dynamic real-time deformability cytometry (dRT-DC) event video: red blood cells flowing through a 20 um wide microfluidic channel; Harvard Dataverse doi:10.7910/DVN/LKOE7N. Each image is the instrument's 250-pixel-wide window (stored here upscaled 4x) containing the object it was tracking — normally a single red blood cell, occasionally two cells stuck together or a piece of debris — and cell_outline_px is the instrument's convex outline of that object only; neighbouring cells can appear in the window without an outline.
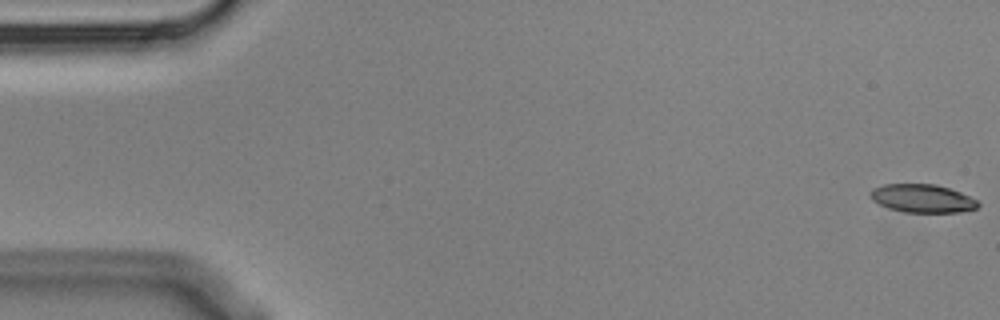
{"species": "Egyptian fruit bat (a non-hibernating species)", "species_latin": "Rousettus aegyptiacus", "temperature_condition": "cold", "stored_images_in_passage": 5, "camera_frame_rate_fps": 3000, "um_per_image_px": 0.085, "animal": {"sex": "male"}, "frame": {"image": 1, "passage_image": 1, "time_ms": 0.0, "image_size_px": [1000, 320], "cell_outline_px": [[980, 204], [976, 208], [960, 212], [904, 212], [888, 208], [872, 200], [868, 196], [868, 192], [872, 188], [884, 184], [936, 184], [960, 192], [976, 200]], "centroid_in_image_um": [78.34, 16.86], "position_along_channel_um": 6.7, "area_um2": 17.74}}